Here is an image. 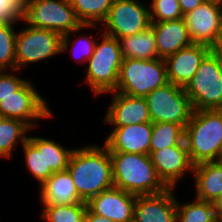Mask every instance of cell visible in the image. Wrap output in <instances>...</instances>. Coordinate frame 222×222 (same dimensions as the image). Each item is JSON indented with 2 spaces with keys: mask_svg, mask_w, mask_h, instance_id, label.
Here are the masks:
<instances>
[{
  "mask_svg": "<svg viewBox=\"0 0 222 222\" xmlns=\"http://www.w3.org/2000/svg\"><path fill=\"white\" fill-rule=\"evenodd\" d=\"M80 199L92 197L114 186L109 150L97 145L74 148L67 167Z\"/></svg>",
  "mask_w": 222,
  "mask_h": 222,
  "instance_id": "cell-1",
  "label": "cell"
},
{
  "mask_svg": "<svg viewBox=\"0 0 222 222\" xmlns=\"http://www.w3.org/2000/svg\"><path fill=\"white\" fill-rule=\"evenodd\" d=\"M115 187L138 195L158 194L168 187L157 175L150 155L109 152Z\"/></svg>",
  "mask_w": 222,
  "mask_h": 222,
  "instance_id": "cell-2",
  "label": "cell"
},
{
  "mask_svg": "<svg viewBox=\"0 0 222 222\" xmlns=\"http://www.w3.org/2000/svg\"><path fill=\"white\" fill-rule=\"evenodd\" d=\"M22 22L30 27L61 34L62 53L69 50L71 33H77L89 27L100 28L99 25H82L69 0H24Z\"/></svg>",
  "mask_w": 222,
  "mask_h": 222,
  "instance_id": "cell-3",
  "label": "cell"
},
{
  "mask_svg": "<svg viewBox=\"0 0 222 222\" xmlns=\"http://www.w3.org/2000/svg\"><path fill=\"white\" fill-rule=\"evenodd\" d=\"M184 141L194 165L222 160V109L194 110Z\"/></svg>",
  "mask_w": 222,
  "mask_h": 222,
  "instance_id": "cell-4",
  "label": "cell"
},
{
  "mask_svg": "<svg viewBox=\"0 0 222 222\" xmlns=\"http://www.w3.org/2000/svg\"><path fill=\"white\" fill-rule=\"evenodd\" d=\"M102 42H96L93 55L88 60L85 82L95 95L114 91L122 65V52L117 38L102 32Z\"/></svg>",
  "mask_w": 222,
  "mask_h": 222,
  "instance_id": "cell-5",
  "label": "cell"
},
{
  "mask_svg": "<svg viewBox=\"0 0 222 222\" xmlns=\"http://www.w3.org/2000/svg\"><path fill=\"white\" fill-rule=\"evenodd\" d=\"M168 83L164 59L123 58L114 91L134 97H146Z\"/></svg>",
  "mask_w": 222,
  "mask_h": 222,
  "instance_id": "cell-6",
  "label": "cell"
},
{
  "mask_svg": "<svg viewBox=\"0 0 222 222\" xmlns=\"http://www.w3.org/2000/svg\"><path fill=\"white\" fill-rule=\"evenodd\" d=\"M145 99L152 123H177L186 127L194 111L185 89L171 82L153 90Z\"/></svg>",
  "mask_w": 222,
  "mask_h": 222,
  "instance_id": "cell-7",
  "label": "cell"
},
{
  "mask_svg": "<svg viewBox=\"0 0 222 222\" xmlns=\"http://www.w3.org/2000/svg\"><path fill=\"white\" fill-rule=\"evenodd\" d=\"M184 89L193 110L222 109V72L211 52L202 60L196 74Z\"/></svg>",
  "mask_w": 222,
  "mask_h": 222,
  "instance_id": "cell-8",
  "label": "cell"
},
{
  "mask_svg": "<svg viewBox=\"0 0 222 222\" xmlns=\"http://www.w3.org/2000/svg\"><path fill=\"white\" fill-rule=\"evenodd\" d=\"M62 35L51 30L27 25L16 33V71L30 63H37L62 53Z\"/></svg>",
  "mask_w": 222,
  "mask_h": 222,
  "instance_id": "cell-9",
  "label": "cell"
},
{
  "mask_svg": "<svg viewBox=\"0 0 222 222\" xmlns=\"http://www.w3.org/2000/svg\"><path fill=\"white\" fill-rule=\"evenodd\" d=\"M147 6L138 0H113L102 22L106 28L103 33L119 40L146 30L151 25L149 4Z\"/></svg>",
  "mask_w": 222,
  "mask_h": 222,
  "instance_id": "cell-10",
  "label": "cell"
},
{
  "mask_svg": "<svg viewBox=\"0 0 222 222\" xmlns=\"http://www.w3.org/2000/svg\"><path fill=\"white\" fill-rule=\"evenodd\" d=\"M31 83L27 80L16 92L0 102V116L22 120L34 129L36 124L33 121L52 117L53 113Z\"/></svg>",
  "mask_w": 222,
  "mask_h": 222,
  "instance_id": "cell-11",
  "label": "cell"
},
{
  "mask_svg": "<svg viewBox=\"0 0 222 222\" xmlns=\"http://www.w3.org/2000/svg\"><path fill=\"white\" fill-rule=\"evenodd\" d=\"M193 44L211 47L222 39V5L204 1L183 16Z\"/></svg>",
  "mask_w": 222,
  "mask_h": 222,
  "instance_id": "cell-12",
  "label": "cell"
},
{
  "mask_svg": "<svg viewBox=\"0 0 222 222\" xmlns=\"http://www.w3.org/2000/svg\"><path fill=\"white\" fill-rule=\"evenodd\" d=\"M149 155L157 175L168 188H175L185 172L193 173L194 164L185 141L176 146L150 151Z\"/></svg>",
  "mask_w": 222,
  "mask_h": 222,
  "instance_id": "cell-13",
  "label": "cell"
},
{
  "mask_svg": "<svg viewBox=\"0 0 222 222\" xmlns=\"http://www.w3.org/2000/svg\"><path fill=\"white\" fill-rule=\"evenodd\" d=\"M136 198V195L113 186L92 197L87 207L91 212L114 222H130L134 220Z\"/></svg>",
  "mask_w": 222,
  "mask_h": 222,
  "instance_id": "cell-14",
  "label": "cell"
},
{
  "mask_svg": "<svg viewBox=\"0 0 222 222\" xmlns=\"http://www.w3.org/2000/svg\"><path fill=\"white\" fill-rule=\"evenodd\" d=\"M108 93H112L113 100L103 120L106 124L123 127L151 122L145 97H134L116 91Z\"/></svg>",
  "mask_w": 222,
  "mask_h": 222,
  "instance_id": "cell-15",
  "label": "cell"
},
{
  "mask_svg": "<svg viewBox=\"0 0 222 222\" xmlns=\"http://www.w3.org/2000/svg\"><path fill=\"white\" fill-rule=\"evenodd\" d=\"M152 122L113 127L104 145L109 152L150 154Z\"/></svg>",
  "mask_w": 222,
  "mask_h": 222,
  "instance_id": "cell-16",
  "label": "cell"
},
{
  "mask_svg": "<svg viewBox=\"0 0 222 222\" xmlns=\"http://www.w3.org/2000/svg\"><path fill=\"white\" fill-rule=\"evenodd\" d=\"M209 52L210 47L206 45L192 44L166 57L164 61L168 82L185 88Z\"/></svg>",
  "mask_w": 222,
  "mask_h": 222,
  "instance_id": "cell-17",
  "label": "cell"
},
{
  "mask_svg": "<svg viewBox=\"0 0 222 222\" xmlns=\"http://www.w3.org/2000/svg\"><path fill=\"white\" fill-rule=\"evenodd\" d=\"M174 188L158 194L138 195L134 206L136 222H176L177 199Z\"/></svg>",
  "mask_w": 222,
  "mask_h": 222,
  "instance_id": "cell-18",
  "label": "cell"
},
{
  "mask_svg": "<svg viewBox=\"0 0 222 222\" xmlns=\"http://www.w3.org/2000/svg\"><path fill=\"white\" fill-rule=\"evenodd\" d=\"M155 34L158 58L175 54L193 44L184 18L163 22H151Z\"/></svg>",
  "mask_w": 222,
  "mask_h": 222,
  "instance_id": "cell-19",
  "label": "cell"
},
{
  "mask_svg": "<svg viewBox=\"0 0 222 222\" xmlns=\"http://www.w3.org/2000/svg\"><path fill=\"white\" fill-rule=\"evenodd\" d=\"M40 187L43 205H73L83 202L68 170L54 172Z\"/></svg>",
  "mask_w": 222,
  "mask_h": 222,
  "instance_id": "cell-20",
  "label": "cell"
},
{
  "mask_svg": "<svg viewBox=\"0 0 222 222\" xmlns=\"http://www.w3.org/2000/svg\"><path fill=\"white\" fill-rule=\"evenodd\" d=\"M196 198L214 202L222 194V160L202 162L193 168Z\"/></svg>",
  "mask_w": 222,
  "mask_h": 222,
  "instance_id": "cell-21",
  "label": "cell"
},
{
  "mask_svg": "<svg viewBox=\"0 0 222 222\" xmlns=\"http://www.w3.org/2000/svg\"><path fill=\"white\" fill-rule=\"evenodd\" d=\"M123 58L154 60L158 58L154 30H146L119 39Z\"/></svg>",
  "mask_w": 222,
  "mask_h": 222,
  "instance_id": "cell-22",
  "label": "cell"
},
{
  "mask_svg": "<svg viewBox=\"0 0 222 222\" xmlns=\"http://www.w3.org/2000/svg\"><path fill=\"white\" fill-rule=\"evenodd\" d=\"M22 147L25 154V166L40 186L54 173L50 168H46L45 138L29 136Z\"/></svg>",
  "mask_w": 222,
  "mask_h": 222,
  "instance_id": "cell-23",
  "label": "cell"
},
{
  "mask_svg": "<svg viewBox=\"0 0 222 222\" xmlns=\"http://www.w3.org/2000/svg\"><path fill=\"white\" fill-rule=\"evenodd\" d=\"M30 129L32 128L22 120L2 117L0 119V158H11L15 145L20 140L21 144L28 140L27 132Z\"/></svg>",
  "mask_w": 222,
  "mask_h": 222,
  "instance_id": "cell-24",
  "label": "cell"
},
{
  "mask_svg": "<svg viewBox=\"0 0 222 222\" xmlns=\"http://www.w3.org/2000/svg\"><path fill=\"white\" fill-rule=\"evenodd\" d=\"M82 25L102 23L112 7L113 0H69Z\"/></svg>",
  "mask_w": 222,
  "mask_h": 222,
  "instance_id": "cell-25",
  "label": "cell"
},
{
  "mask_svg": "<svg viewBox=\"0 0 222 222\" xmlns=\"http://www.w3.org/2000/svg\"><path fill=\"white\" fill-rule=\"evenodd\" d=\"M185 127L177 123H153L150 151L179 145L184 141Z\"/></svg>",
  "mask_w": 222,
  "mask_h": 222,
  "instance_id": "cell-26",
  "label": "cell"
},
{
  "mask_svg": "<svg viewBox=\"0 0 222 222\" xmlns=\"http://www.w3.org/2000/svg\"><path fill=\"white\" fill-rule=\"evenodd\" d=\"M213 202L195 198L183 205L177 201L176 222H219Z\"/></svg>",
  "mask_w": 222,
  "mask_h": 222,
  "instance_id": "cell-27",
  "label": "cell"
},
{
  "mask_svg": "<svg viewBox=\"0 0 222 222\" xmlns=\"http://www.w3.org/2000/svg\"><path fill=\"white\" fill-rule=\"evenodd\" d=\"M42 219L46 222H84L87 203L73 205H43Z\"/></svg>",
  "mask_w": 222,
  "mask_h": 222,
  "instance_id": "cell-28",
  "label": "cell"
},
{
  "mask_svg": "<svg viewBox=\"0 0 222 222\" xmlns=\"http://www.w3.org/2000/svg\"><path fill=\"white\" fill-rule=\"evenodd\" d=\"M16 23H0V71H16L15 41ZM9 67V68H8Z\"/></svg>",
  "mask_w": 222,
  "mask_h": 222,
  "instance_id": "cell-29",
  "label": "cell"
},
{
  "mask_svg": "<svg viewBox=\"0 0 222 222\" xmlns=\"http://www.w3.org/2000/svg\"><path fill=\"white\" fill-rule=\"evenodd\" d=\"M74 149H66L51 139H45L46 168L53 172L67 170Z\"/></svg>",
  "mask_w": 222,
  "mask_h": 222,
  "instance_id": "cell-30",
  "label": "cell"
},
{
  "mask_svg": "<svg viewBox=\"0 0 222 222\" xmlns=\"http://www.w3.org/2000/svg\"><path fill=\"white\" fill-rule=\"evenodd\" d=\"M150 4L151 22L178 20L184 16L178 0H152Z\"/></svg>",
  "mask_w": 222,
  "mask_h": 222,
  "instance_id": "cell-31",
  "label": "cell"
},
{
  "mask_svg": "<svg viewBox=\"0 0 222 222\" xmlns=\"http://www.w3.org/2000/svg\"><path fill=\"white\" fill-rule=\"evenodd\" d=\"M24 0H0V23H17L23 20Z\"/></svg>",
  "mask_w": 222,
  "mask_h": 222,
  "instance_id": "cell-32",
  "label": "cell"
},
{
  "mask_svg": "<svg viewBox=\"0 0 222 222\" xmlns=\"http://www.w3.org/2000/svg\"><path fill=\"white\" fill-rule=\"evenodd\" d=\"M27 80L7 71H0V102L16 92Z\"/></svg>",
  "mask_w": 222,
  "mask_h": 222,
  "instance_id": "cell-33",
  "label": "cell"
},
{
  "mask_svg": "<svg viewBox=\"0 0 222 222\" xmlns=\"http://www.w3.org/2000/svg\"><path fill=\"white\" fill-rule=\"evenodd\" d=\"M96 39L92 38V37H88L87 35L85 36H80L79 38H76L75 40L73 39V43H72V47L71 48H76L81 50L80 52L83 53L82 54V60L84 59V62H87L89 60V58L93 55L94 52V47L96 44ZM77 41V44H76ZM79 45V47H78ZM73 51L76 52V49ZM78 51V50H77ZM78 52V53H80ZM79 60V58H78Z\"/></svg>",
  "mask_w": 222,
  "mask_h": 222,
  "instance_id": "cell-34",
  "label": "cell"
},
{
  "mask_svg": "<svg viewBox=\"0 0 222 222\" xmlns=\"http://www.w3.org/2000/svg\"><path fill=\"white\" fill-rule=\"evenodd\" d=\"M180 3L181 11L184 14L194 10L197 6H200L204 0H178Z\"/></svg>",
  "mask_w": 222,
  "mask_h": 222,
  "instance_id": "cell-35",
  "label": "cell"
},
{
  "mask_svg": "<svg viewBox=\"0 0 222 222\" xmlns=\"http://www.w3.org/2000/svg\"><path fill=\"white\" fill-rule=\"evenodd\" d=\"M210 52L216 58L222 72V39L210 47Z\"/></svg>",
  "mask_w": 222,
  "mask_h": 222,
  "instance_id": "cell-36",
  "label": "cell"
},
{
  "mask_svg": "<svg viewBox=\"0 0 222 222\" xmlns=\"http://www.w3.org/2000/svg\"><path fill=\"white\" fill-rule=\"evenodd\" d=\"M84 222H114V221L104 216L95 214L87 208V211L84 217Z\"/></svg>",
  "mask_w": 222,
  "mask_h": 222,
  "instance_id": "cell-37",
  "label": "cell"
},
{
  "mask_svg": "<svg viewBox=\"0 0 222 222\" xmlns=\"http://www.w3.org/2000/svg\"><path fill=\"white\" fill-rule=\"evenodd\" d=\"M216 210V215L219 220H222V194L219 195L213 202Z\"/></svg>",
  "mask_w": 222,
  "mask_h": 222,
  "instance_id": "cell-38",
  "label": "cell"
},
{
  "mask_svg": "<svg viewBox=\"0 0 222 222\" xmlns=\"http://www.w3.org/2000/svg\"><path fill=\"white\" fill-rule=\"evenodd\" d=\"M204 1H207V2H216V3L222 5V0H204Z\"/></svg>",
  "mask_w": 222,
  "mask_h": 222,
  "instance_id": "cell-39",
  "label": "cell"
}]
</instances>
